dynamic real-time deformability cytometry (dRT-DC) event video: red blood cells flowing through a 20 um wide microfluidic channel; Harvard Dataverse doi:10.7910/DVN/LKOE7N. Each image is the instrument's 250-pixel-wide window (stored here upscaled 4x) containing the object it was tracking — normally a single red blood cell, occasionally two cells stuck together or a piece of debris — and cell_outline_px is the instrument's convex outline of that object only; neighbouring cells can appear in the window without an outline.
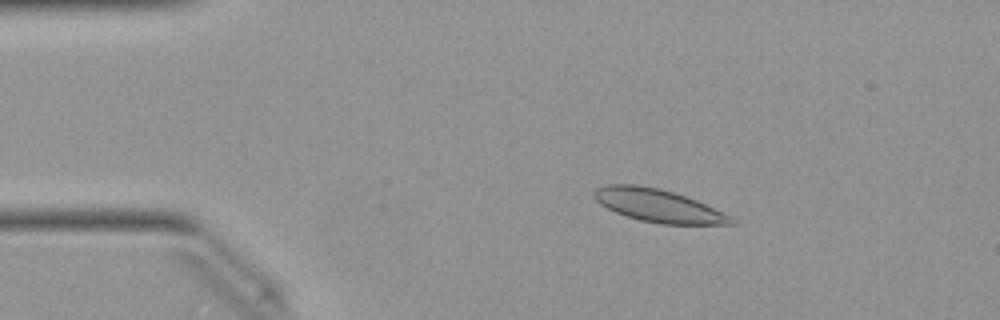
{"species": "Egyptian fruit bat (a non-hibernating species)", "species_latin": "Rousettus aegyptiacus", "temperature_condition": "warm", "stored_images_in_passage": 51, "camera_frame_rate_fps": 3000, "um_per_image_px": 0.085, "animal": {"sex": "female"}, "frame": {"image": 1, "passage_image": 9, "time_ms": 2.667, "image_size_px": [1000, 320], "cell_outline_px": [[736, 224], [660, 224], [640, 220], [616, 212], [600, 204], [592, 196], [592, 192], [596, 188], [604, 184], [636, 184], [660, 188], [696, 200], [732, 216], [736, 220]], "centroid_in_image_um": [55.93, 17.47], "position_along_channel_um": 29.1, "area_um2": 26.24}}
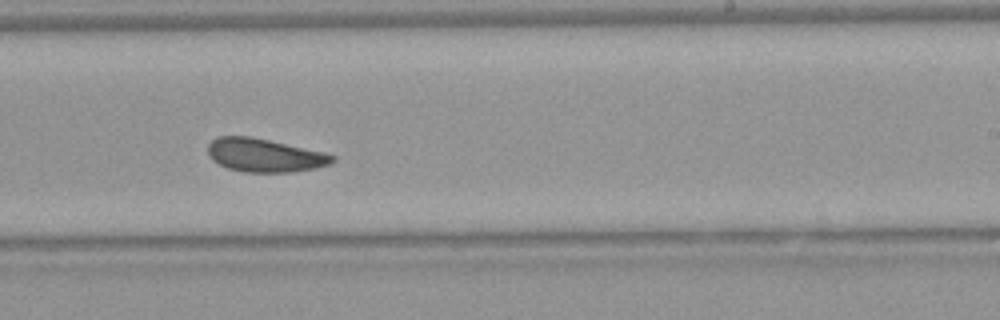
{"frame": {"image": 2, "passage_image": 31, "time_ms": 10.0, "image_size_px": [1000, 320], "cell_outline_px": [[336, 160], [328, 164], [316, 168], [292, 172], [244, 172], [228, 168], [212, 160], [208, 156], [208, 144], [216, 136], [252, 136], [324, 152], [336, 156]], "centroid_in_image_um": [22.48, 13.19], "position_along_channel_um": 266.5, "area_um2": 24.33}}
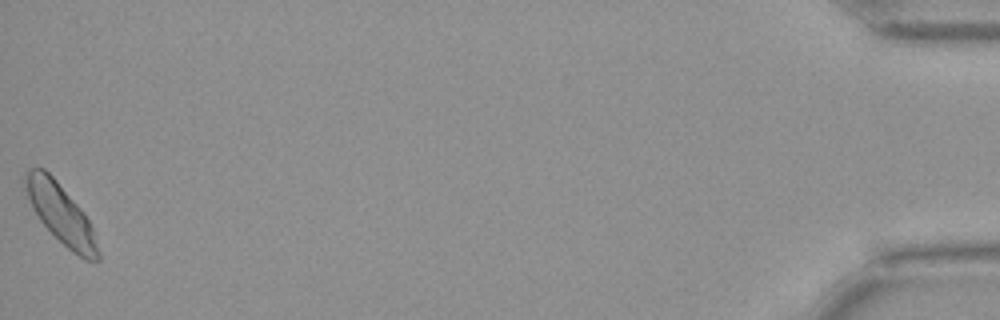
{"frame": {"image": 3, "passage_image": 51, "time_ms": 16.667, "image_size_px": [1000, 320], "cell_outline_px": [[100, 260], [84, 260], [72, 252], [40, 220], [32, 208], [24, 188], [24, 176], [28, 168], [44, 168], [56, 180], [80, 208], [88, 220], [92, 228], [100, 252]], "centroid_in_image_um": [5.15, 18.16], "position_along_channel_um": 430.0, "area_um2": 24.8}, "authors_computed_cell_mechanics": {"area_um2": 24.7962, "velocity_mm_per_s": 3.9849, "shape_relaxation_time_tau1_ms": 3.8759, "shape_relaxation_time_tau2_ms": 1.4969, "deformation_change_tau1": 0.1029, "deformation_change_tau2": 0.0715}}